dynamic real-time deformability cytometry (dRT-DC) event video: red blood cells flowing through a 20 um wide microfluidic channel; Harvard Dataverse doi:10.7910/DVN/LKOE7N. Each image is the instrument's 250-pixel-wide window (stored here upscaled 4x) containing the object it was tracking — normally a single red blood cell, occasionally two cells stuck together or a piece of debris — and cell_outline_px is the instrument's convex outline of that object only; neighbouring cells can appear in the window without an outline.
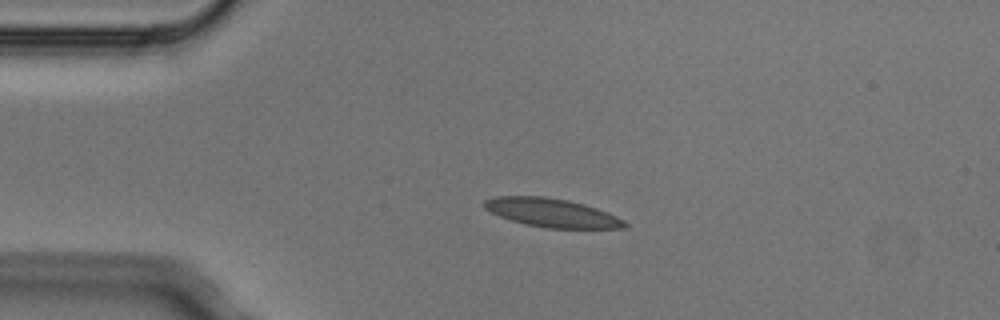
{"species": "Egyptian fruit bat (a non-hibernating species)", "species_latin": "Rousettus aegyptiacus", "temperature_condition": "cold", "stored_images_in_passage": 5, "camera_frame_rate_fps": 3000, "um_per_image_px": 0.085, "animal": {"sex": "male"}, "frame": {"image": 1, "passage_image": 4, "time_ms": 1.0, "image_size_px": [1000, 320], "cell_outline_px": [[628, 224], [624, 228], [548, 228], [528, 224], [512, 220], [500, 216], [484, 208], [484, 200], [496, 196], [544, 196], [568, 200], [584, 204], [608, 212], [624, 220]], "centroid_in_image_um": [46.92, 18.07], "position_along_channel_um": 38.1, "area_um2": 23.18}}